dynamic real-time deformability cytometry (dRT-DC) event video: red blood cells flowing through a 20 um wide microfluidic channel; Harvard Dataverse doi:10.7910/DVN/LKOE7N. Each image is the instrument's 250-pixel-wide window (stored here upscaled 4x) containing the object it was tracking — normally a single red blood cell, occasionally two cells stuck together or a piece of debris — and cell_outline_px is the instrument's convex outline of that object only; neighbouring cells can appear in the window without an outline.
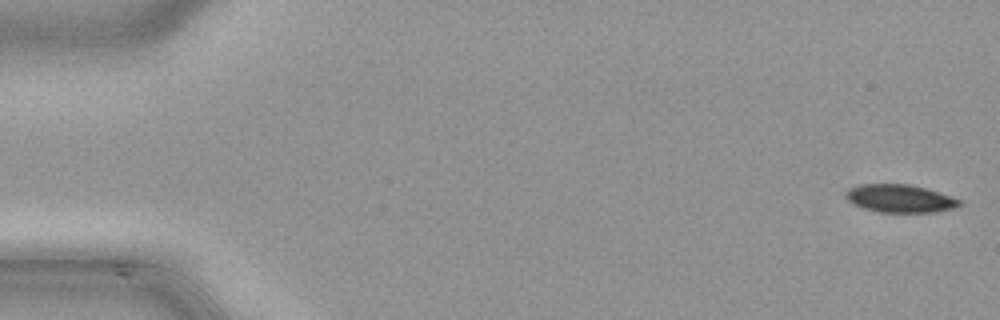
{"species": "common noctule bat (a hibernating species)", "species_latin": "Nyctalus noctula", "temperature_condition": "cold", "stored_images_in_passage": 48, "camera_frame_rate_fps": 3000, "um_per_image_px": 0.085, "animal": {"sex": "male", "body_mass_g": 21.5, "forearm_length_mm": 52.0}, "frame": {"image": 1, "passage_image": 1, "time_ms": 0.0, "image_size_px": [1000, 320], "cell_outline_px": [[960, 204], [952, 208], [936, 212], [880, 212], [864, 208], [852, 204], [844, 196], [844, 192], [848, 188], [860, 184], [908, 184], [924, 188], [960, 200]], "centroid_in_image_um": [76.39, 16.87], "position_along_channel_um": 8.6, "area_um2": 18.26}}
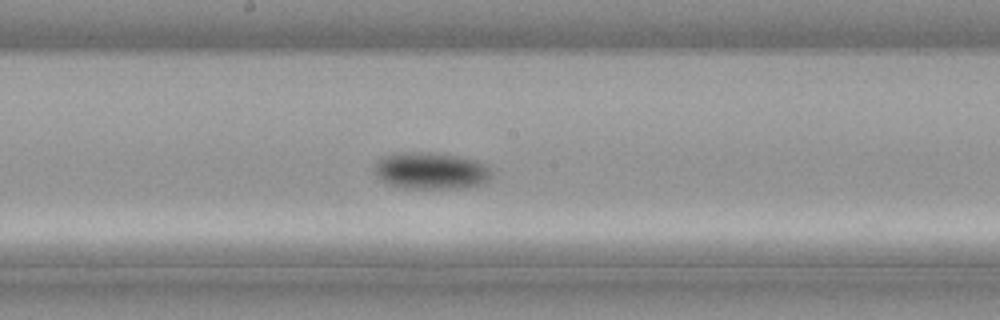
{"frame": {"image": 2, "passage_image": 26, "time_ms": 8.333, "image_size_px": [1000, 320], "cell_outline_px": [[488, 176], [480, 184], [464, 188], [404, 188], [388, 184], [380, 180], [372, 172], [376, 160], [380, 156], [396, 152], [436, 152], [476, 160], [484, 164], [488, 168]], "centroid_in_image_um": [36.48, 14.49], "position_along_channel_um": 211.7, "area_um2": 25.26}}
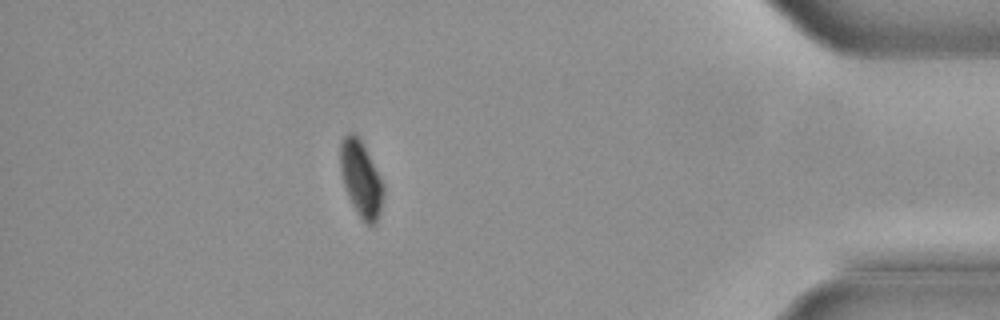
{"frame": {"image": 3, "passage_image": 43, "time_ms": 14.0, "image_size_px": [1000, 320], "cell_outline_px": [[384, 196], [380, 212], [376, 224], [368, 224], [356, 212], [352, 204], [344, 184], [340, 172], [340, 144], [344, 136], [348, 132], [352, 132], [364, 144], [384, 184]], "centroid_in_image_um": [30.7, 15.19], "position_along_channel_um": 404.5, "area_um2": 19.02}}